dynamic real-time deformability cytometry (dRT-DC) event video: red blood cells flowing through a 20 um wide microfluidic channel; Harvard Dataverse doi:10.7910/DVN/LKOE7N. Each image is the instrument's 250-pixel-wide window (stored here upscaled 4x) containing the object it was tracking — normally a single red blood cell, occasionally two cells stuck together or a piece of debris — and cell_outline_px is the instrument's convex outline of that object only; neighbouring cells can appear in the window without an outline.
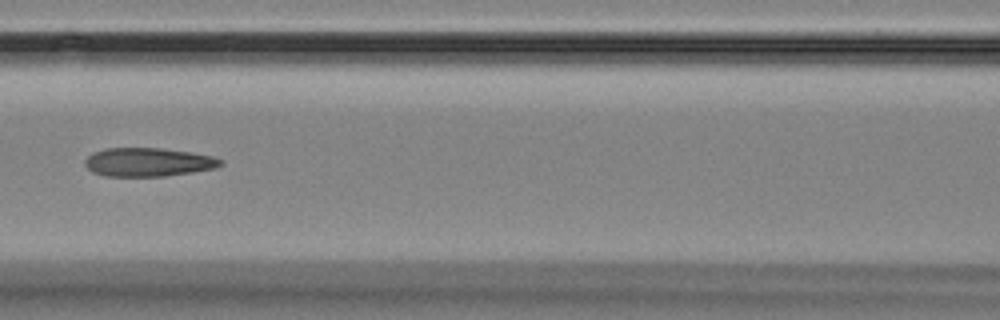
{"species": "Egyptian fruit bat (a non-hibernating species)", "species_latin": "Rousettus aegyptiacus", "temperature_condition": "room temperature", "stored_images_in_passage": 15, "camera_frame_rate_fps": 3000, "um_per_image_px": 0.085, "animal": {"sex": "female"}, "frame": {"image": 1, "passage_image": 7, "time_ms": 7.0, "image_size_px": [1000, 320], "cell_outline_px": [[224, 164], [212, 168], [192, 172], [164, 176], [104, 176], [92, 172], [84, 164], [84, 160], [92, 152], [104, 148], [160, 148], [192, 152], [212, 156], [224, 160]], "centroid_in_image_um": [12.57, 13.77], "position_along_channel_um": 154.0, "area_um2": 22.72}}
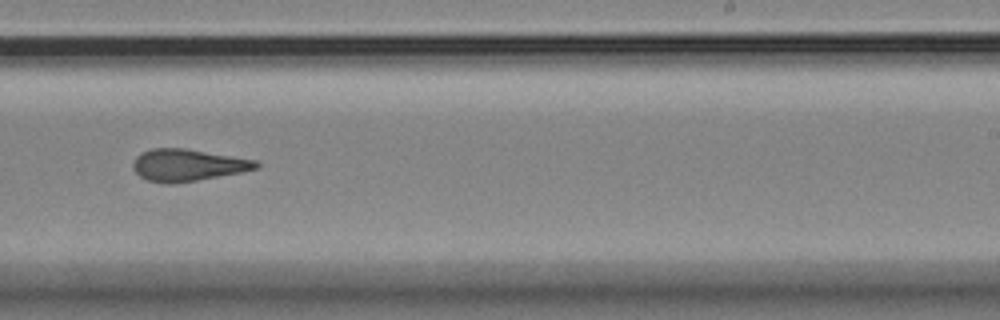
{"frame": {"image": 2, "passage_image": 10, "time_ms": 10.333, "image_size_px": [1000, 320], "cell_outline_px": [[260, 168], [240, 172], [176, 184], [168, 184], [148, 180], [140, 176], [132, 168], [132, 164], [136, 156], [140, 152], [152, 148], [184, 148], [256, 160], [260, 164]], "centroid_in_image_um": [15.93, 14.03], "position_along_channel_um": 273.1, "area_um2": 22.95}}
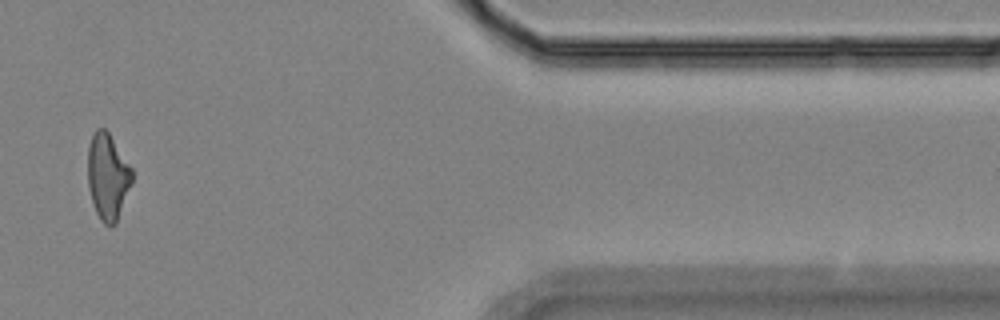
{"frame": {"image": 3, "passage_image": 14, "time_ms": 15.0, "image_size_px": [1000, 320], "cell_outline_px": [[132, 180], [116, 224], [104, 224], [100, 220], [92, 204], [88, 184], [88, 148], [92, 136], [96, 128], [104, 128], [108, 132], [132, 168]], "centroid_in_image_um": [9.14, 15.01], "position_along_channel_um": 402.3, "area_um2": 21.96}}